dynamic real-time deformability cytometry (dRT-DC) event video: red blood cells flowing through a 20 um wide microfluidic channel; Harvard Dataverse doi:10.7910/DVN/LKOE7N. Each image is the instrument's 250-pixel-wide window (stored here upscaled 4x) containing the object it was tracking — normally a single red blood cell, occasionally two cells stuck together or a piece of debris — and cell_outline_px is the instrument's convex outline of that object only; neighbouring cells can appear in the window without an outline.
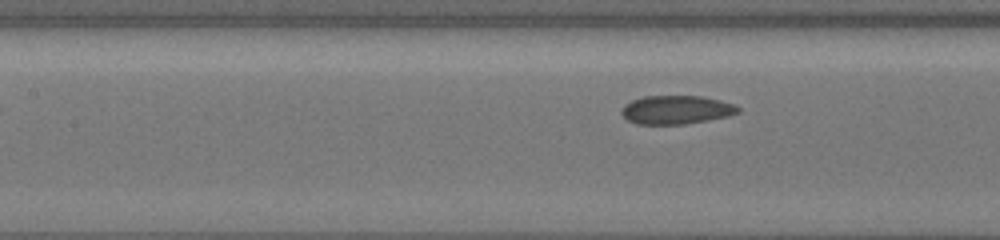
{"species": "common noctule bat (a hibernating species)", "species_latin": "Nyctalus noctula", "temperature_condition": "cold", "stored_images_in_passage": 11, "camera_frame_rate_fps": 3000, "um_per_image_px": 0.085, "animal": {"sex": "female", "body_mass_g": 19.5, "forearm_length_mm": 54.1}, "frame": {"image": 1, "passage_image": 11, "time_ms": 10.0, "image_size_px": [1000, 240], "cell_outline_px": [[740, 112], [728, 116], [684, 124], [636, 124], [628, 120], [620, 112], [624, 104], [632, 100], [644, 96], [704, 96], [736, 104], [740, 108]], "centroid_in_image_um": [57.49, 9.32], "position_along_channel_um": 149.9, "area_um2": 19.48}}